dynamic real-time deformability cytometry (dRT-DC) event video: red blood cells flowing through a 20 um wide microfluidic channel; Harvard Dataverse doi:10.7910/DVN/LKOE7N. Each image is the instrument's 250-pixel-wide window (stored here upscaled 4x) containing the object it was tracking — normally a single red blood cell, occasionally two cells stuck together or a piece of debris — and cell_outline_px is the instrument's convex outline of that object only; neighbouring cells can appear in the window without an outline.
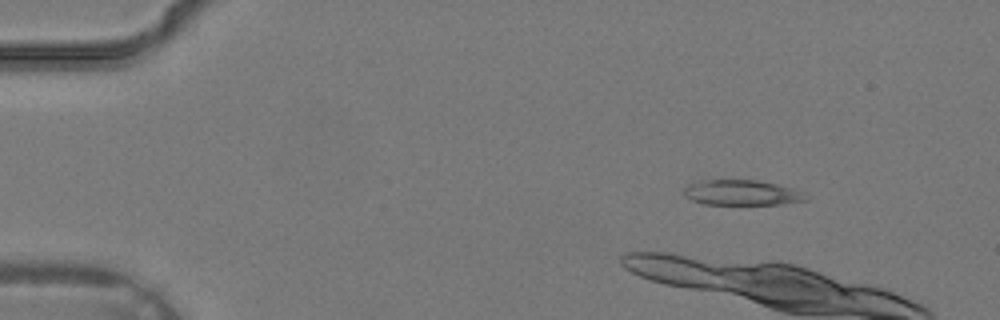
{"species": "common noctule bat (a hibernating species)", "species_latin": "Nyctalus noctula", "temperature_condition": "warm", "stored_images_in_passage": 5, "camera_frame_rate_fps": 3000, "um_per_image_px": 0.085, "animal": {"sex": "male", "body_mass_g": 19.2, "forearm_length_mm": 51.8}, "frame": {"image": 1, "passage_image": 1, "time_ms": 0.0, "image_size_px": [1000, 320], "cell_outline_px": [[808, 200], [780, 204], [704, 204], [692, 200], [684, 192], [684, 188], [688, 184], [700, 180], [756, 180], [776, 184], [792, 188], [804, 192]], "centroid_in_image_um": [63.06, 16.37], "position_along_channel_um": 21.9, "area_um2": 17.8}}